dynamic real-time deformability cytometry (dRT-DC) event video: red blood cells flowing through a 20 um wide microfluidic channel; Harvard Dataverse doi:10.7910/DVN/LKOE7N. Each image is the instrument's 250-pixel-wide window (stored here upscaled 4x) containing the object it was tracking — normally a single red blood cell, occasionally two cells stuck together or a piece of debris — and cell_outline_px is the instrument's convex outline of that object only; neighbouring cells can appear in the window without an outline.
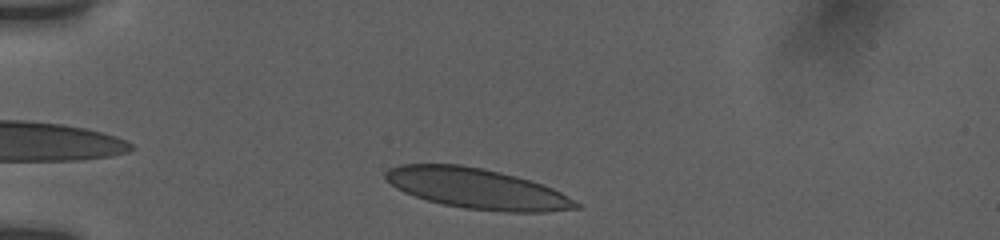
{"species": "human", "species_latin": "Homo sapiens", "temperature_condition": "room temperature", "stored_images_in_passage": 33, "camera_frame_rate_fps": 3000, "um_per_image_px": 0.085, "donor": {"sex": "female"}, "frame": {"image": 1, "passage_image": 3, "time_ms": 0.667, "image_size_px": [1000, 240], "cell_outline_px": [[580, 208], [544, 212], [508, 212], [464, 208], [444, 204], [428, 200], [404, 192], [396, 188], [384, 180], [384, 172], [388, 168], [400, 164], [460, 164], [500, 172], [516, 176], [552, 188], [560, 192], [580, 204]], "centroid_in_image_um": [40.49, 16.02], "position_along_channel_um": 44.5, "area_um2": 44.56}}
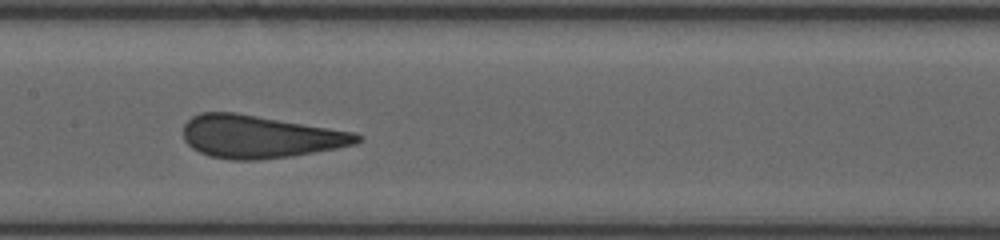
{"frame": {"image": 2, "passage_image": 19, "time_ms": 5.333, "image_size_px": [1000, 240], "cell_outline_px": [[364, 136], [356, 144], [336, 148], [292, 156], [256, 160], [232, 160], [208, 156], [192, 148], [184, 140], [184, 124], [192, 116], [200, 112], [236, 112], [356, 132]], "centroid_in_image_um": [22.09, 11.61], "position_along_channel_um": 185.3, "area_um2": 43.47}}
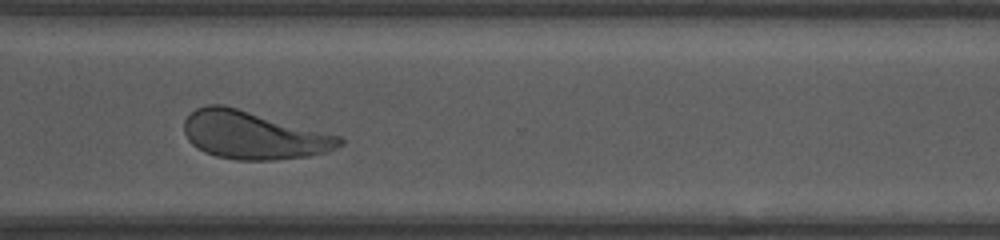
{"frame": {"image": 3, "passage_image": 29, "time_ms": 9.667, "image_size_px": [1000, 240], "cell_outline_px": [[344, 144], [328, 152], [308, 156], [272, 160], [236, 160], [216, 156], [204, 152], [192, 144], [188, 140], [184, 132], [184, 120], [196, 108], [208, 104], [224, 104], [340, 136], [344, 140]], "centroid_in_image_um": [21.53, 11.49], "position_along_channel_um": 349.1, "area_um2": 43.47}, "authors_computed_cell_mechanics": {"area_um2": 44.1592, "velocity_mm_per_s": 3.7938, "shape_relaxation_time_tau1_ms": 6.2292, "shape_relaxation_time_tau2_ms": null, "deformation_change_tau1": 0.1703, "deformation_change_tau2": null}}